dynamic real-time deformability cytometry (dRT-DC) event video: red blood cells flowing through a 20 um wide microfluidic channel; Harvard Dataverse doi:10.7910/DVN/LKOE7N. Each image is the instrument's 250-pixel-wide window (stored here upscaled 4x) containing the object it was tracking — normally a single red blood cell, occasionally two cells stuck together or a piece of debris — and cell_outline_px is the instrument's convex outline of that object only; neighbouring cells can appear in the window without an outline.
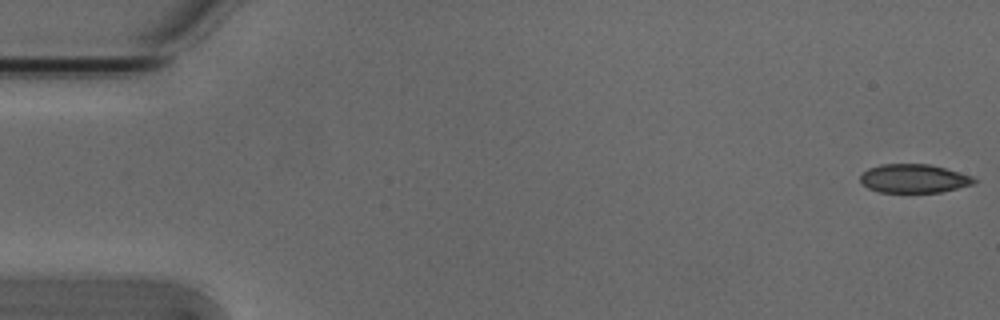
{"species": "Egyptian fruit bat (a non-hibernating species)", "species_latin": "Rousettus aegyptiacus", "temperature_condition": "cold", "stored_images_in_passage": 5, "camera_frame_rate_fps": 3000, "um_per_image_px": 0.085, "animal": {"sex": "male"}, "frame": {"image": 1, "passage_image": 1, "time_ms": 0.0, "image_size_px": [1000, 320], "cell_outline_px": [[976, 180], [972, 184], [940, 192], [880, 192], [868, 188], [860, 180], [860, 176], [868, 168], [880, 164], [928, 164], [944, 168], [972, 176]], "centroid_in_image_um": [77.64, 15.17], "position_along_channel_um": 7.4, "area_um2": 18.73}}